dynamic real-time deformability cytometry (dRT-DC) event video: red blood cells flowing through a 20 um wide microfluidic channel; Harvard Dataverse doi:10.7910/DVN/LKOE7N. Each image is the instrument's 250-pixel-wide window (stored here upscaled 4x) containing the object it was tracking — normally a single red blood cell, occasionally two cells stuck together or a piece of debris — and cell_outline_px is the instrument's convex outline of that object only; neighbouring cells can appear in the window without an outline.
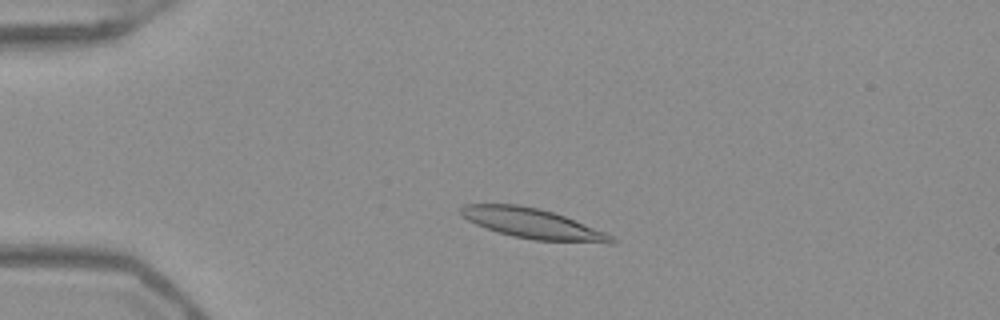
{"species": "Egyptian fruit bat (a non-hibernating species)", "species_latin": "Rousettus aegyptiacus", "temperature_condition": "warm", "stored_images_in_passage": 44, "camera_frame_rate_fps": 3000, "um_per_image_px": 0.085, "frame": {"image": 1, "passage_image": 4, "time_ms": 1.0, "image_size_px": [1000, 320], "cell_outline_px": [[616, 244], [608, 244], [536, 240], [512, 236], [496, 232], [476, 224], [468, 220], [460, 212], [460, 208], [464, 204], [516, 204], [536, 208], [552, 212], [564, 216], [604, 232], [612, 236], [616, 240]], "centroid_in_image_um": [45.3, 19.02], "position_along_channel_um": 39.7, "area_um2": 26.24}}
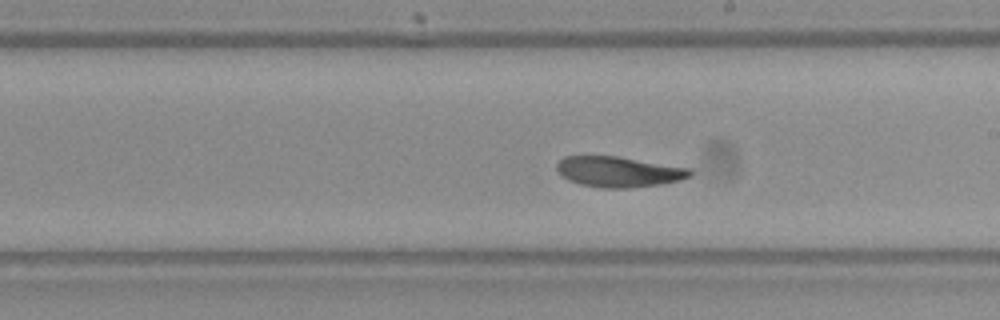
{"frame": {"image": 2, "passage_image": 22, "time_ms": 7.0, "image_size_px": [1000, 320], "cell_outline_px": [[692, 176], [680, 180], [660, 184], [628, 188], [600, 188], [580, 184], [568, 180], [560, 176], [556, 168], [556, 164], [564, 156], [616, 156], [692, 168]], "centroid_in_image_um": [52.58, 14.6], "position_along_channel_um": 236.4, "area_um2": 23.87}}
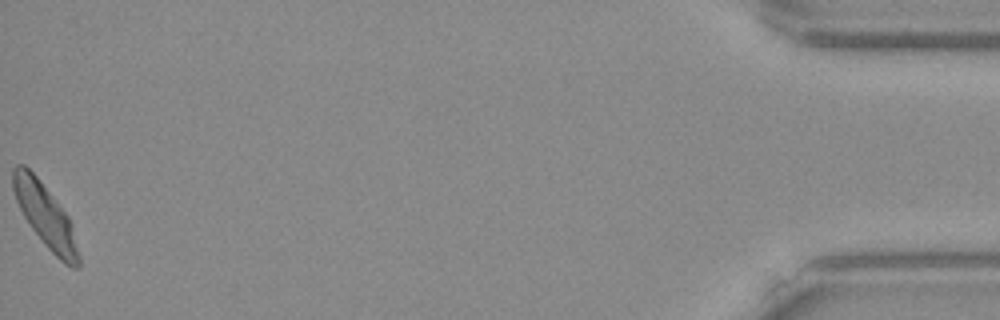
{"frame": {"image": 3, "passage_image": 44, "time_ms": 14.333, "image_size_px": [1000, 320], "cell_outline_px": [[80, 268], [72, 268], [64, 264], [44, 244], [32, 228], [24, 216], [16, 200], [12, 188], [12, 168], [16, 164], [24, 164], [36, 176], [68, 216], [72, 224], [80, 256]], "centroid_in_image_um": [3.86, 18.36], "position_along_channel_um": 431.3, "area_um2": 23.93}, "authors_computed_cell_mechanics": {"area_um2": 24.0737, "velocity_mm_per_s": 3.9246, "shape_relaxation_time_tau1_ms": null, "shape_relaxation_time_tau2_ms": 10.0243, "deformation_change_tau1": null, "deformation_change_tau2": 0.195}}